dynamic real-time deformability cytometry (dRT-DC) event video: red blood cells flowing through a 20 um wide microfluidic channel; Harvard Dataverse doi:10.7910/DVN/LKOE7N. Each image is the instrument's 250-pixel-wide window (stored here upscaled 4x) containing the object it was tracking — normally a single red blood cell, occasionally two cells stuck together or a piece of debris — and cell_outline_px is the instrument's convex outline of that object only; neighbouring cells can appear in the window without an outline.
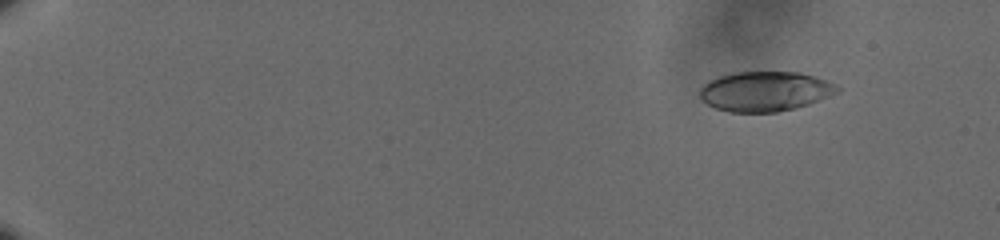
{"species": "human", "species_latin": "Homo sapiens", "temperature_condition": "cold", "stored_images_in_passage": 55, "camera_frame_rate_fps": 3000, "um_per_image_px": 0.085, "donor": {"sex": "male"}, "frame": {"image": 1, "passage_image": 2, "time_ms": 0.333, "image_size_px": [1000, 240], "cell_outline_px": [[840, 92], [808, 104], [796, 108], [776, 112], [728, 112], [716, 108], [700, 100], [700, 88], [708, 80], [720, 76], [736, 72], [796, 72], [812, 76], [836, 84], [840, 88]], "centroid_in_image_um": [65.01, 7.77], "position_along_channel_um": 20.0, "area_um2": 31.85}}
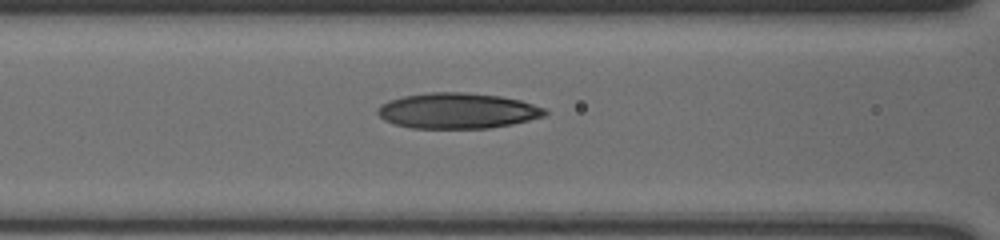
{"frame": {"image": 2, "passage_image": 24, "time_ms": 7.667, "image_size_px": [1000, 240], "cell_outline_px": [[548, 112], [544, 116], [512, 124], [488, 128], [412, 128], [396, 124], [384, 120], [376, 112], [376, 108], [380, 104], [388, 100], [404, 96], [428, 92], [464, 92], [500, 96], [520, 100], [544, 108]], "centroid_in_image_um": [38.85, 9.41], "position_along_channel_um": 127.8, "area_um2": 34.68}}
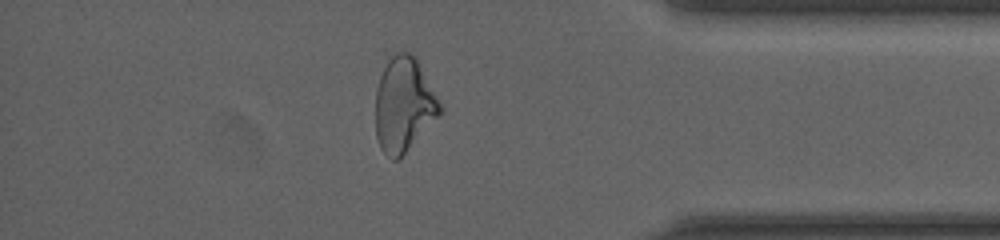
{"frame": {"image": 3, "passage_image": 48, "time_ms": 15.667, "image_size_px": [1000, 240], "cell_outline_px": [[444, 112], [396, 160], [392, 160], [380, 148], [376, 136], [376, 88], [380, 76], [388, 60], [396, 52], [408, 52], [416, 56], [444, 108]], "centroid_in_image_um": [34.35, 8.87], "position_along_channel_um": 400.9, "area_um2": 35.49}, "authors_computed_cell_mechanics": {"area_um2": 33.524, "velocity_mm_per_s": 3.6415, "shape_relaxation_time_tau1_ms": null, "shape_relaxation_time_tau2_ms": 3.2072, "deformation_change_tau1": null, "deformation_change_tau2": 0.1193}}